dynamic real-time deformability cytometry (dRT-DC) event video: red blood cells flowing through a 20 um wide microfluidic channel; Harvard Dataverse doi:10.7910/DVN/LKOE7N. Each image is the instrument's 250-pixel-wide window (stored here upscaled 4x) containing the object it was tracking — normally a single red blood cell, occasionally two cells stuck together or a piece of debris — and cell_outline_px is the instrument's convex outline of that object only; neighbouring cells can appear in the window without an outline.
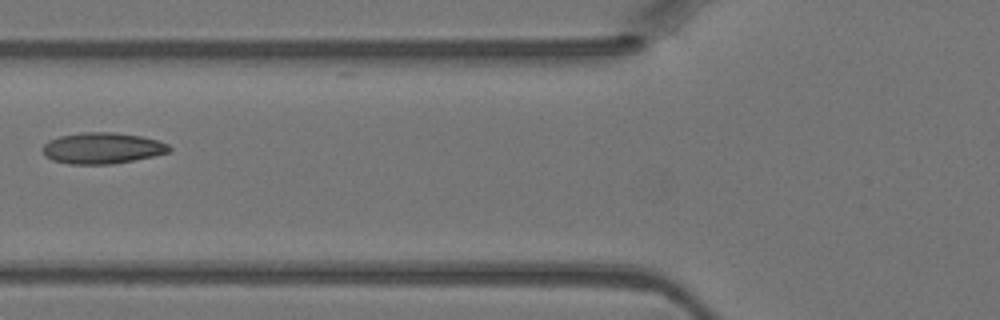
{"species": "Egyptian fruit bat (a non-hibernating species)", "species_latin": "Rousettus aegyptiacus", "temperature_condition": "warm", "stored_images_in_passage": 5, "camera_frame_rate_fps": 3000, "um_per_image_px": 0.085, "animal": {"sex": "female"}, "frame": {"image": 1, "passage_image": 4, "time_ms": 1.0, "image_size_px": [1000, 320], "cell_outline_px": [[172, 148], [168, 152], [152, 156], [112, 164], [68, 164], [52, 160], [44, 156], [40, 148], [48, 140], [60, 136], [84, 132], [112, 132], [140, 136], [160, 140], [168, 144]], "centroid_in_image_um": [8.65, 12.59], "position_along_channel_um": 117.2, "area_um2": 23.06}}